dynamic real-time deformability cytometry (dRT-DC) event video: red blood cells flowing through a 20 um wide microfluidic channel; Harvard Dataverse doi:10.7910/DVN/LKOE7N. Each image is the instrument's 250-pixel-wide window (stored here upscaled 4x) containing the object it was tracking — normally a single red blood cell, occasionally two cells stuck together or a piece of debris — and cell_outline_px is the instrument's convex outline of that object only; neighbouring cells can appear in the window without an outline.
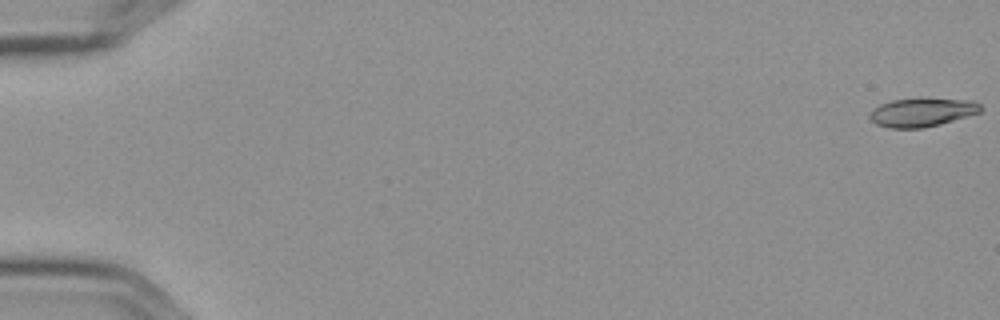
{"species": "Egyptian fruit bat (a non-hibernating species)", "species_latin": "Rousettus aegyptiacus", "temperature_condition": "cold", "stored_images_in_passage": 5, "camera_frame_rate_fps": 3000, "um_per_image_px": 0.085, "frame": {"image": 1, "passage_image": 1, "time_ms": 0.0, "image_size_px": [1000, 320], "cell_outline_px": [[984, 108], [980, 112], [940, 124], [920, 128], [888, 128], [876, 124], [868, 116], [872, 108], [880, 104], [892, 100], [976, 100]], "centroid_in_image_um": [78.35, 9.57], "position_along_channel_um": 6.6, "area_um2": 18.03}}
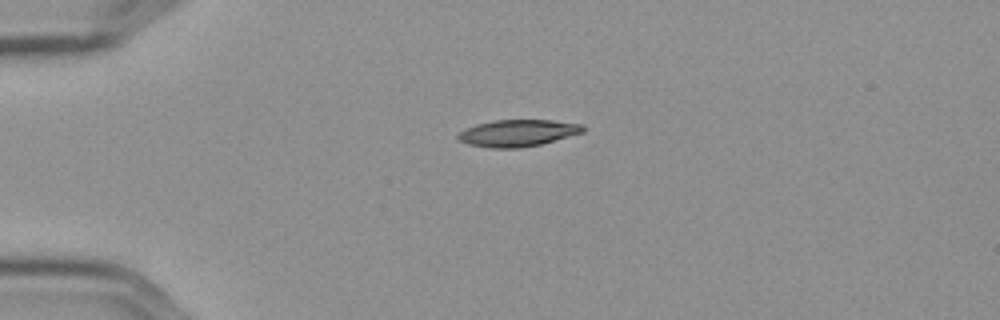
{"frame": {"image": 2, "passage_image": 5, "time_ms": 1.333, "image_size_px": [1000, 320], "cell_outline_px": [[584, 132], [540, 144], [520, 148], [488, 148], [468, 144], [460, 140], [456, 136], [464, 128], [476, 124], [492, 120], [552, 120], [584, 124]], "centroid_in_image_um": [43.99, 11.3], "position_along_channel_um": 41.0, "area_um2": 19.59}}